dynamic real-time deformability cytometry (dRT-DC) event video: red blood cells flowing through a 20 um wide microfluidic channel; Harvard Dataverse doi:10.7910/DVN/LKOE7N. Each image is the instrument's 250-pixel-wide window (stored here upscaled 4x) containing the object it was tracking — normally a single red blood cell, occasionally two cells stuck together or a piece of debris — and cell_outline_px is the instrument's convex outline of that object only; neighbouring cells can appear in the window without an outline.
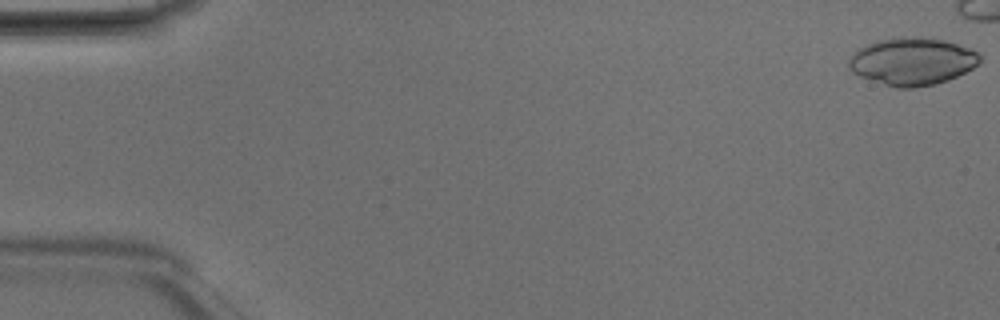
{"species": "Egyptian fruit bat (a non-hibernating species)", "species_latin": "Rousettus aegyptiacus", "temperature_condition": "room temperature", "stored_images_in_passage": 14, "camera_frame_rate_fps": 3000, "um_per_image_px": 0.085, "animal": {"sex": "male"}, "frame": {"image": 1, "passage_image": 1, "time_ms": 0.0, "image_size_px": [1000, 320], "cell_outline_px": [[980, 60], [972, 68], [948, 80], [936, 84], [916, 88], [896, 88], [860, 76], [852, 72], [848, 68], [848, 60], [860, 48], [876, 40], [904, 36], [944, 40], [968, 48], [976, 52], [980, 56]], "centroid_in_image_um": [77.51, 5.23], "position_along_channel_um": 7.5, "area_um2": 35.89}}